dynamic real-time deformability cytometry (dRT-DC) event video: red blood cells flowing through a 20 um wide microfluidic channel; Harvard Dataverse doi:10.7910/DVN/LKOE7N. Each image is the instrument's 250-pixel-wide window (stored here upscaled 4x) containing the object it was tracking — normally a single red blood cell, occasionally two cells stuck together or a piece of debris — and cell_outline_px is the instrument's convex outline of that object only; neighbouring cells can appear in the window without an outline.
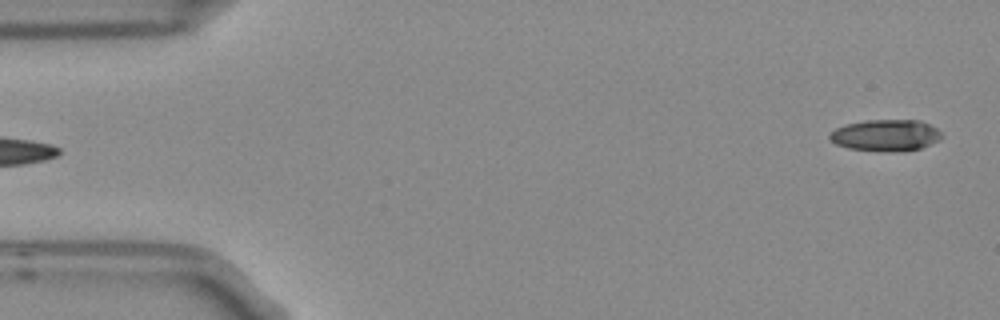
{"species": "Egyptian fruit bat (a non-hibernating species)", "species_latin": "Rousettus aegyptiacus", "temperature_condition": "room temperature", "stored_images_in_passage": 5, "camera_frame_rate_fps": 3000, "um_per_image_px": 0.085, "frame": {"image": 1, "passage_image": 5, "time_ms": 1.333, "image_size_px": [1000, 320], "cell_outline_px": [[944, 136], [940, 140], [920, 148], [848, 148], [836, 144], [828, 136], [836, 128], [848, 124], [864, 120], [920, 120], [936, 128]], "centroid_in_image_um": [75.31, 11.43], "position_along_channel_um": 9.7, "area_um2": 19.36}}